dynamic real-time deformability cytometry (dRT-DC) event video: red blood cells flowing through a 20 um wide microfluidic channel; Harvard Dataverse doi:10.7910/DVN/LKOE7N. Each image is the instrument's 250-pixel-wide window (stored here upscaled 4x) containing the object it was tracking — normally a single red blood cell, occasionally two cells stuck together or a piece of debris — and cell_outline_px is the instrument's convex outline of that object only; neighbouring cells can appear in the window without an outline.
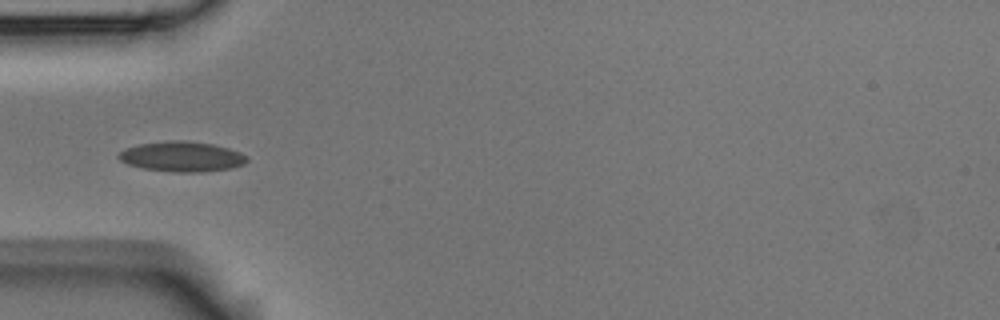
{"species": "Egyptian fruit bat (a non-hibernating species)", "species_latin": "Rousettus aegyptiacus", "temperature_condition": "room temperature", "stored_images_in_passage": 7, "camera_frame_rate_fps": 3000, "um_per_image_px": 0.085, "animal": {"sex": "male"}, "frame": {"image": 1, "passage_image": 5, "time_ms": 1.333, "image_size_px": [1000, 320], "cell_outline_px": [[248, 160], [244, 164], [232, 168], [200, 172], [172, 172], [144, 168], [128, 164], [120, 160], [116, 156], [124, 148], [140, 144], [168, 140], [188, 140], [212, 144], [228, 148], [240, 152], [248, 156]], "centroid_in_image_um": [15.47, 13.3], "position_along_channel_um": 69.5, "area_um2": 22.66}}
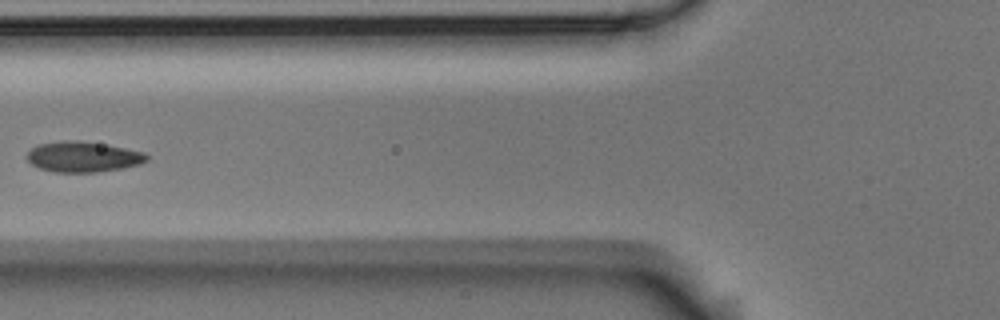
{"frame": {"image": 2, "passage_image": 6, "time_ms": 1.667, "image_size_px": [1000, 320], "cell_outline_px": [[148, 160], [140, 164], [120, 168], [96, 172], [52, 172], [40, 168], [32, 164], [28, 160], [28, 152], [32, 148], [40, 144], [64, 140], [76, 140], [124, 148], [144, 152], [148, 156]], "centroid_in_image_um": [7.05, 13.33], "position_along_channel_um": 118.7, "area_um2": 20.92}}
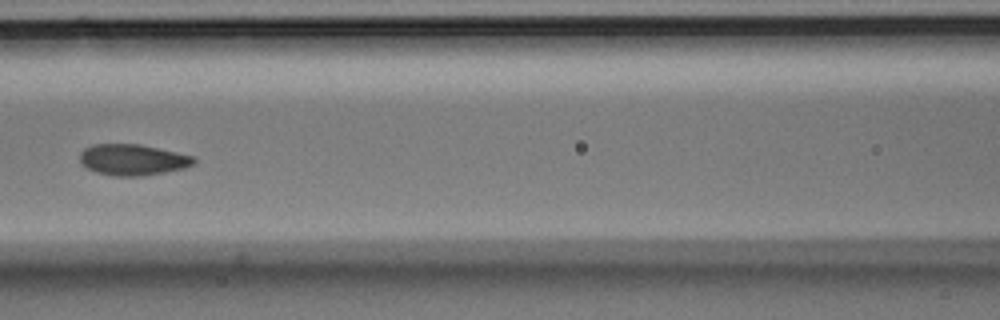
{"frame": {"image": 3, "passage_image": 7, "time_ms": 2.0, "image_size_px": [1000, 320], "cell_outline_px": [[196, 160], [192, 164], [184, 168], [144, 176], [112, 176], [96, 172], [88, 168], [80, 160], [80, 152], [84, 148], [92, 144], [140, 144], [196, 156]], "centroid_in_image_um": [11.29, 13.57], "position_along_channel_um": 155.3, "area_um2": 20.69}}